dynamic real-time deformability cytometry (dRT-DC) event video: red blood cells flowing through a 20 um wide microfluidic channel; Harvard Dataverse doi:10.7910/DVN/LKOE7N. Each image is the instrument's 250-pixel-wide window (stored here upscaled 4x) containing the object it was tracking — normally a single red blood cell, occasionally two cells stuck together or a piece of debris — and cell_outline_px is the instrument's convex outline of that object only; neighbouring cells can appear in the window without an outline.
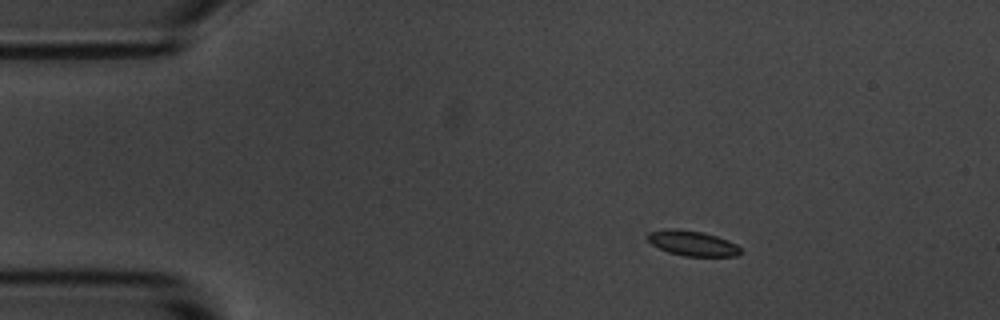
{"species": "common noctule bat (a hibernating species)", "species_latin": "Nyctalus noctula", "temperature_condition": "room temperature", "stored_images_in_passage": 48, "camera_frame_rate_fps": 3000, "um_per_image_px": 0.085, "animal": {"sex": "male", "body_mass_g": 20.1, "forearm_length_mm": 53.5}, "frame": {"image": 1, "passage_image": 1, "time_ms": 0.0, "image_size_px": [1000, 320], "cell_outline_px": [[740, 252], [736, 256], [684, 256], [668, 252], [652, 244], [648, 240], [648, 232], [668, 228], [676, 228], [704, 232], [728, 240], [736, 244], [740, 248]], "centroid_in_image_um": [58.84, 20.66], "position_along_channel_um": 26.2, "area_um2": 13.58}}
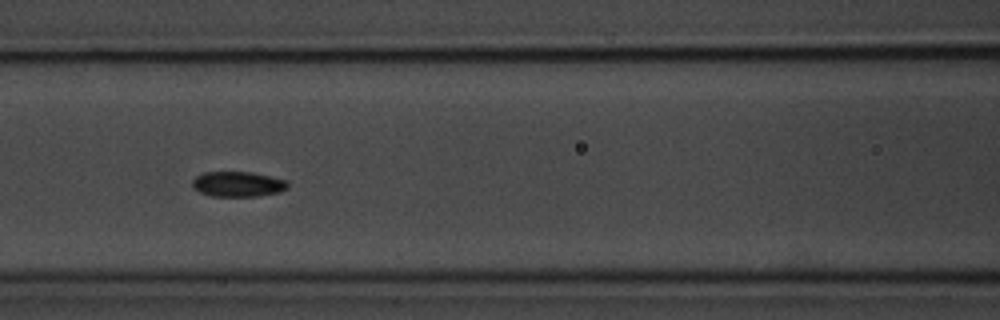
{"frame": {"image": 2, "passage_image": 16, "time_ms": 5.0, "image_size_px": [1000, 320], "cell_outline_px": [[288, 188], [280, 192], [260, 196], [212, 196], [200, 192], [192, 188], [192, 180], [196, 176], [204, 172], [252, 172], [288, 180]], "centroid_in_image_um": [20.23, 15.65], "position_along_channel_um": 146.4, "area_um2": 14.16}}
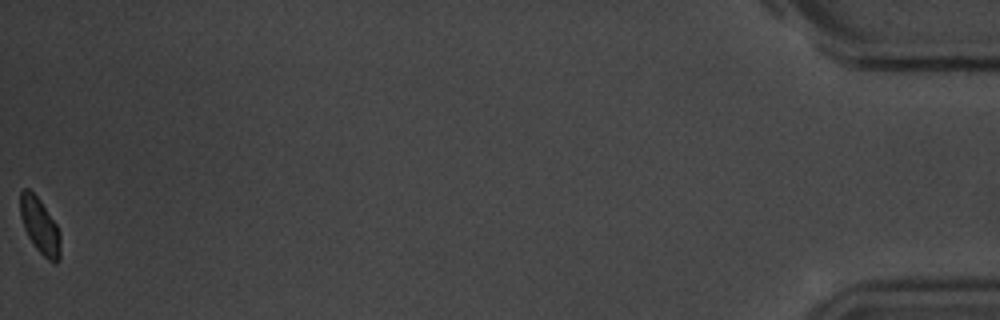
{"frame": {"image": 3, "passage_image": 48, "time_ms": 15.667, "image_size_px": [1000, 320], "cell_outline_px": [[60, 260], [56, 264], [48, 260], [36, 248], [28, 236], [24, 228], [20, 216], [20, 192], [24, 188], [28, 188], [40, 200], [56, 224], [60, 232]], "centroid_in_image_um": [3.39, 19.21], "position_along_channel_um": 431.8, "area_um2": 13.01}, "authors_computed_cell_mechanics": {"area_um2": 13.9298, "velocity_mm_per_s": 3.6156, "shape_relaxation_time_tau1_ms": null, "shape_relaxation_time_tau2_ms": 3.5344, "deformation_change_tau1": null, "deformation_change_tau2": 0.0733}}